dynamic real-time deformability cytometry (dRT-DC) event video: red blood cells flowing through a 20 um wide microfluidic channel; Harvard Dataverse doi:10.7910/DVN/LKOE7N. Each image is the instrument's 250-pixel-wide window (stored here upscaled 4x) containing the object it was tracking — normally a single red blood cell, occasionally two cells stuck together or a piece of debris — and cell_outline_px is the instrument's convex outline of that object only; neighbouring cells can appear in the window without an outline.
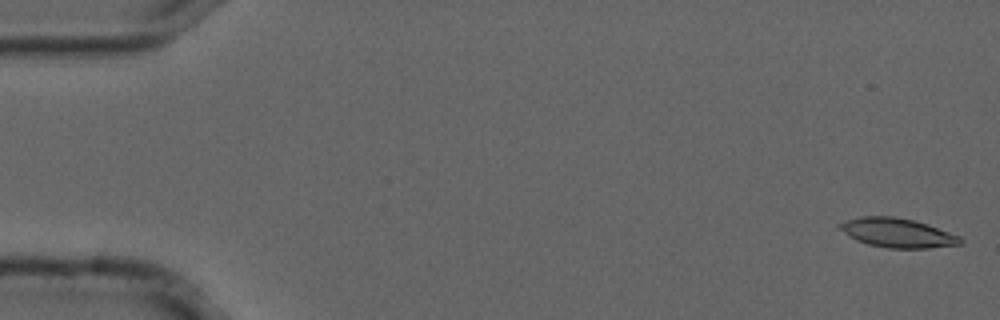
{"species": "common noctule bat (a hibernating species)", "species_latin": "Nyctalus noctula", "temperature_condition": "cold", "stored_images_in_passage": 17, "camera_frame_rate_fps": 3000, "um_per_image_px": 0.085, "animal": {"sex": "male", "forearm_length_mm": 52.5}, "frame": {"image": 1, "passage_image": 1, "time_ms": 0.0, "image_size_px": [1000, 320], "cell_outline_px": [[964, 240], [960, 244], [928, 248], [888, 248], [868, 244], [856, 240], [836, 228], [836, 224], [860, 216], [892, 216], [912, 220], [960, 236]], "centroid_in_image_um": [76.22, 19.79], "position_along_channel_um": 8.8, "area_um2": 20.35}}
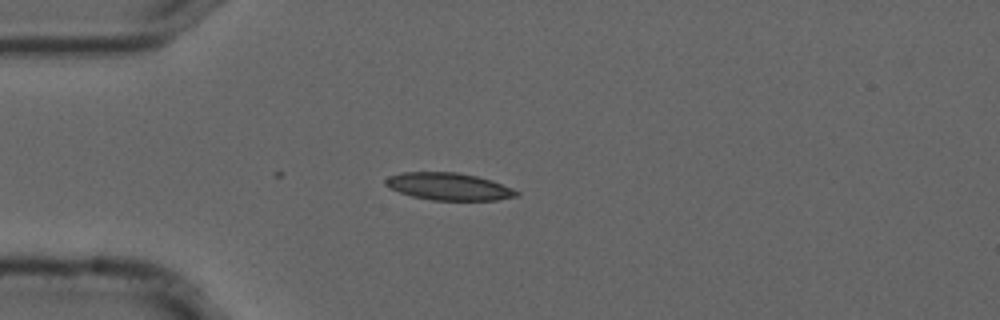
{"frame": {"image": 2, "passage_image": 14, "time_ms": 4.333, "image_size_px": [1000, 320], "cell_outline_px": [[520, 196], [496, 200], [432, 200], [412, 196], [388, 188], [384, 184], [384, 180], [388, 176], [400, 172], [456, 172], [476, 176], [492, 180], [512, 188], [520, 192]], "centroid_in_image_um": [38.13, 15.85], "position_along_channel_um": 46.9, "area_um2": 20.98}}